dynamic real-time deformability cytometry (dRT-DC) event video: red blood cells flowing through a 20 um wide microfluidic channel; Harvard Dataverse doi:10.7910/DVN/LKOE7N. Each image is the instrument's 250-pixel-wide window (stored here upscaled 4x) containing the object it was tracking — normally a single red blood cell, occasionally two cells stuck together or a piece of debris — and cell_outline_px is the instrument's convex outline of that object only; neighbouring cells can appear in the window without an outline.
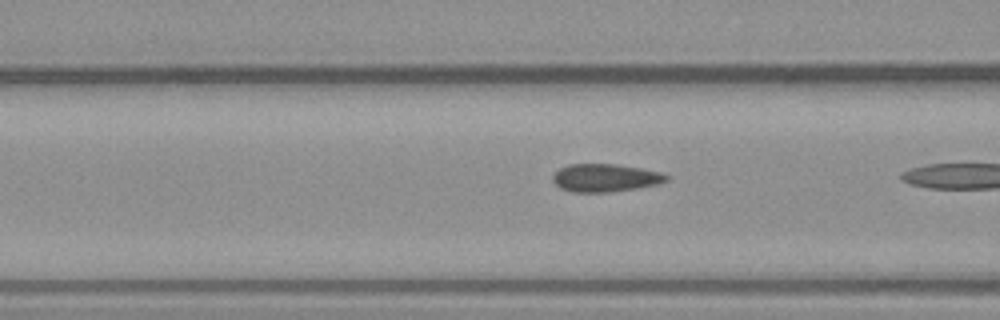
{"species": "common noctule bat (a hibernating species)", "species_latin": "Nyctalus noctula", "temperature_condition": "warm", "stored_images_in_passage": 9, "camera_frame_rate_fps": 3000, "um_per_image_px": 0.085, "animal": {"sex": "male", "body_mass_g": 23.1, "forearm_length_mm": 52.7}, "frame": {"image": 1, "passage_image": 8, "time_ms": 2.333, "image_size_px": [1000, 320], "cell_outline_px": [[668, 180], [660, 184], [636, 188], [608, 192], [572, 192], [560, 188], [552, 180], [552, 176], [560, 168], [568, 164], [616, 164], [640, 168], [660, 172], [668, 176]], "centroid_in_image_um": [51.44, 15.11], "position_along_channel_um": 115.2, "area_um2": 18.44}}